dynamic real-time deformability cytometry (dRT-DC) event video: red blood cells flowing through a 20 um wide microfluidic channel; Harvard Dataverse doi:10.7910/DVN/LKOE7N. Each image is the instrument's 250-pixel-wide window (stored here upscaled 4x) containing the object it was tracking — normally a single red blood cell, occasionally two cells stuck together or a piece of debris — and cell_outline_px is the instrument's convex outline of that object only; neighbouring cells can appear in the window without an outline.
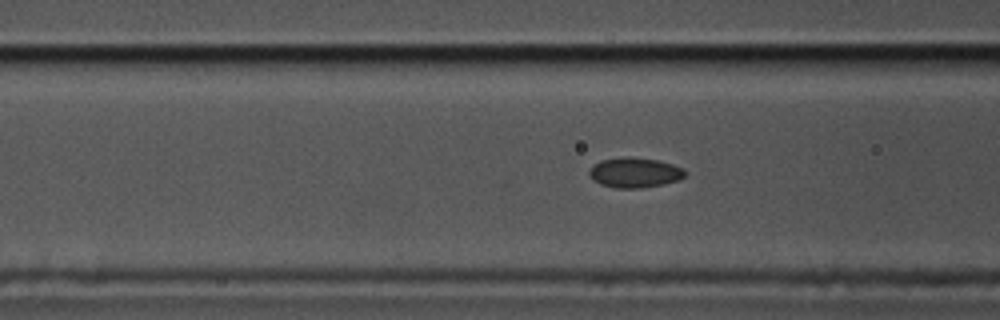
{"species": "common noctule bat (a hibernating species)", "species_latin": "Nyctalus noctula", "temperature_condition": "cold", "stored_images_in_passage": 7, "camera_frame_rate_fps": 3000, "um_per_image_px": 0.085, "animal": {"sex": "male", "body_mass_g": 17.5, "forearm_length_mm": 52.3}, "frame": {"image": 1, "passage_image": 5, "time_ms": 1.333, "image_size_px": [1000, 320], "cell_outline_px": [[684, 176], [676, 180], [664, 184], [640, 188], [616, 188], [600, 184], [588, 172], [592, 164], [600, 160], [632, 156], [656, 160], [672, 164], [684, 168]], "centroid_in_image_um": [53.93, 14.66], "position_along_channel_um": 112.7, "area_um2": 16.59}}